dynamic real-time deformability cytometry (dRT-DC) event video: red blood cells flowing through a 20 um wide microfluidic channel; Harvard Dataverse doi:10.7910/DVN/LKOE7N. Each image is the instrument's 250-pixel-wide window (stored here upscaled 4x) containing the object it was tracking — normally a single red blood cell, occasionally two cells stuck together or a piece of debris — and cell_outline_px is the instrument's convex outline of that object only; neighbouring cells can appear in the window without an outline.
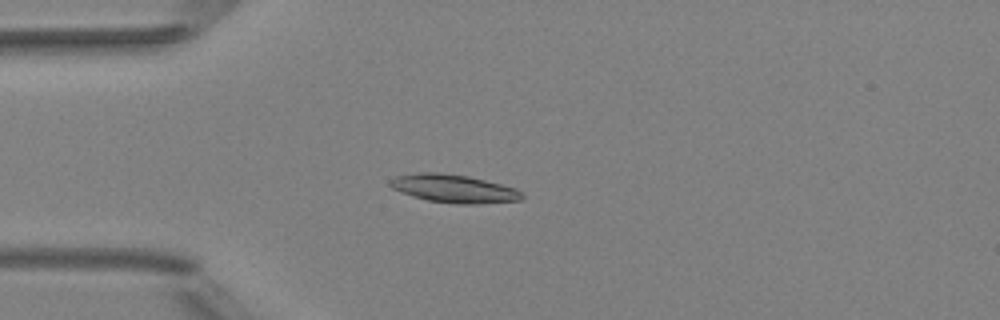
{"species": "Egyptian fruit bat (a non-hibernating species)", "species_latin": "Rousettus aegyptiacus", "temperature_condition": "room temperature", "stored_images_in_passage": 4, "camera_frame_rate_fps": 3000, "um_per_image_px": 0.085, "animal": {"sex": "female"}, "frame": {"image": 1, "passage_image": 4, "time_ms": 3.333, "image_size_px": [1000, 320], "cell_outline_px": [[524, 196], [520, 200], [476, 204], [456, 204], [428, 200], [400, 192], [392, 188], [388, 184], [388, 180], [396, 176], [420, 172], [440, 172], [468, 176], [516, 188]], "centroid_in_image_um": [38.54, 16.02], "position_along_channel_um": 46.5, "area_um2": 21.56}}